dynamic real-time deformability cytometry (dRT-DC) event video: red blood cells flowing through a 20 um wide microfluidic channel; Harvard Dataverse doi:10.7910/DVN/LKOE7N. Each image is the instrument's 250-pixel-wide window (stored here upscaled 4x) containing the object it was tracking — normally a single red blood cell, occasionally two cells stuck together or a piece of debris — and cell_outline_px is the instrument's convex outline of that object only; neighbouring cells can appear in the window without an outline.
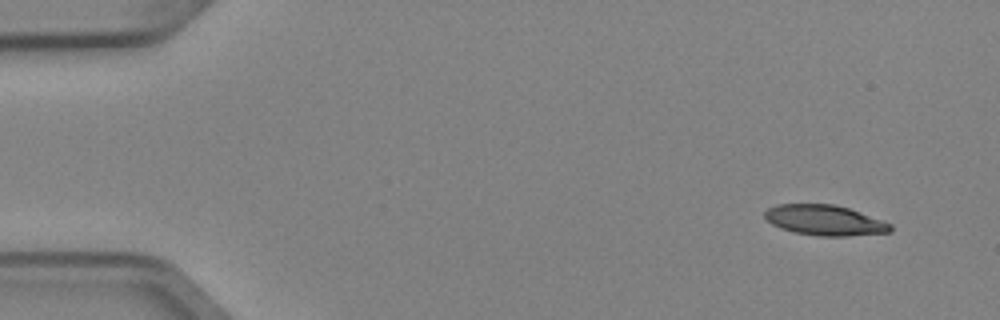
{"species": "Egyptian fruit bat (a non-hibernating species)", "species_latin": "Rousettus aegyptiacus", "temperature_condition": "cold", "stored_images_in_passage": 4, "camera_frame_rate_fps": 3000, "um_per_image_px": 0.085, "animal": {"sex": "female"}, "frame": {"image": 1, "passage_image": 1, "time_ms": 0.0, "image_size_px": [1000, 320], "cell_outline_px": [[892, 232], [844, 236], [820, 236], [796, 232], [780, 228], [772, 224], [764, 216], [764, 212], [768, 208], [776, 204], [832, 204], [848, 208], [860, 212], [892, 224]], "centroid_in_image_um": [70.1, 18.72], "position_along_channel_um": 14.9, "area_um2": 22.08}}
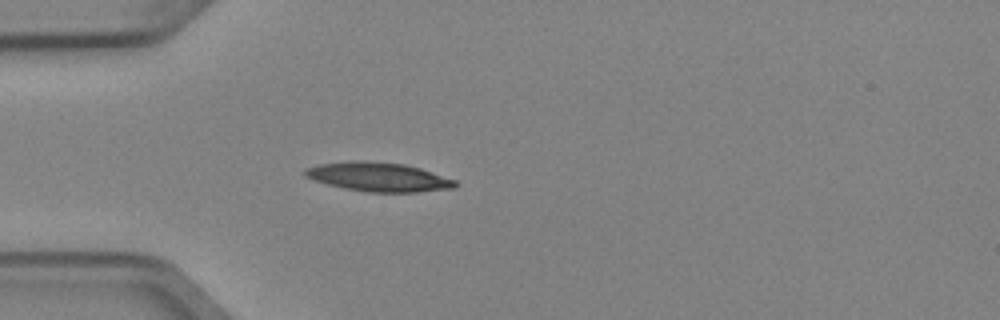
{"frame": {"image": 2, "passage_image": 4, "time_ms": 1.0, "image_size_px": [1000, 320], "cell_outline_px": [[460, 184], [452, 188], [416, 192], [368, 192], [344, 188], [328, 184], [304, 176], [304, 168], [320, 164], [352, 160], [364, 160], [404, 164], [420, 168], [456, 180]], "centroid_in_image_um": [32.17, 15.03], "position_along_channel_um": 52.8, "area_um2": 25.37}}